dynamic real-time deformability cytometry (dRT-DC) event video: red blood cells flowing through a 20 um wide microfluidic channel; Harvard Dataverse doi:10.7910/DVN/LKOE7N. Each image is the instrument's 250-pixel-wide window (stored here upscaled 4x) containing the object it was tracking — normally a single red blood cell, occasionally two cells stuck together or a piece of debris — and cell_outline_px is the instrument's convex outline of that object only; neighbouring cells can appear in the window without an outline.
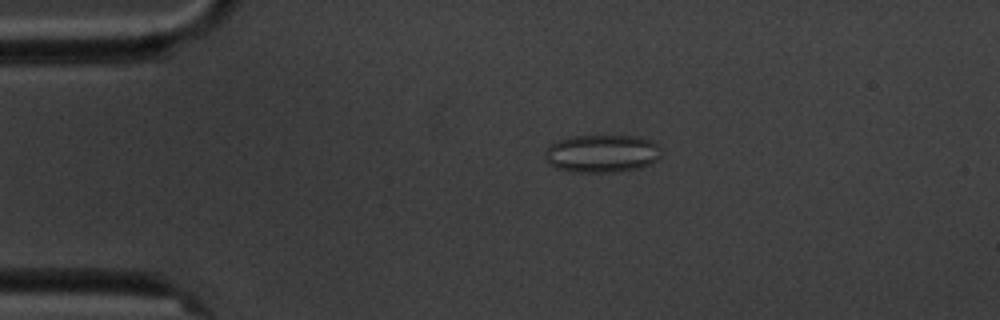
{"species": "common noctule bat (a hibernating species)", "species_latin": "Nyctalus noctula", "temperature_condition": "cold", "stored_images_in_passage": 11, "camera_frame_rate_fps": 3000, "um_per_image_px": 0.085, "animal": {"sex": "male", "body_mass_g": 20.1, "forearm_length_mm": 53.5}, "frame": {"image": 1, "passage_image": 3, "time_ms": 3.333, "image_size_px": [1000, 320], "cell_outline_px": [[664, 148], [660, 156], [656, 160], [640, 168], [616, 172], [572, 172], [556, 168], [548, 164], [544, 152], [548, 144], [556, 140], [572, 136], [640, 136], [652, 140], [660, 144]], "centroid_in_image_um": [51.18, 13.04], "position_along_channel_um": 33.8, "area_um2": 26.24}}
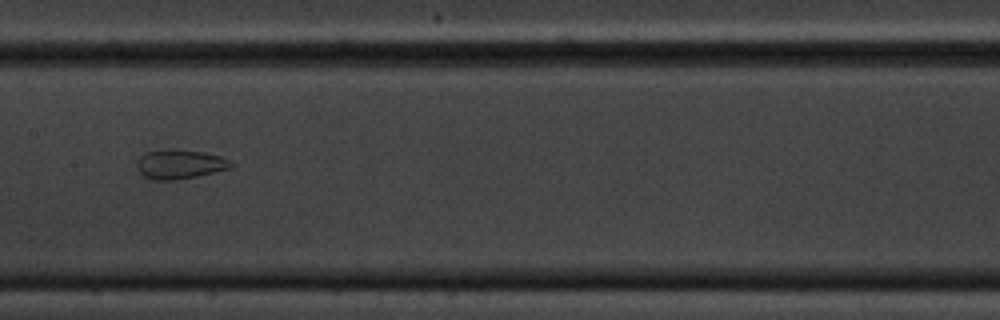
{"frame": {"image": 2, "passage_image": 8, "time_ms": 9.0, "image_size_px": [1000, 320], "cell_outline_px": [[236, 164], [232, 168], [196, 176], [172, 180], [152, 180], [144, 176], [140, 172], [136, 164], [140, 156], [148, 152], [164, 148], [172, 148], [204, 152], [220, 156]], "centroid_in_image_um": [15.29, 13.94], "position_along_channel_um": 192.1, "area_um2": 16.18}}
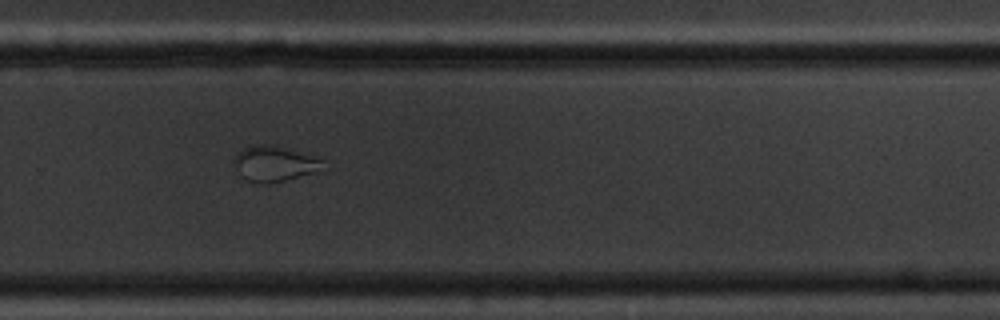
{"frame": {"image": 3, "passage_image": 11, "time_ms": 12.333, "image_size_px": [1000, 320], "cell_outline_px": [[324, 160], [312, 172], [284, 180], [268, 184], [260, 184], [248, 180], [240, 176], [232, 160], [236, 152], [252, 144], [268, 144]], "centroid_in_image_um": [23.15, 13.91], "position_along_channel_um": 306.7, "area_um2": 17.69}}